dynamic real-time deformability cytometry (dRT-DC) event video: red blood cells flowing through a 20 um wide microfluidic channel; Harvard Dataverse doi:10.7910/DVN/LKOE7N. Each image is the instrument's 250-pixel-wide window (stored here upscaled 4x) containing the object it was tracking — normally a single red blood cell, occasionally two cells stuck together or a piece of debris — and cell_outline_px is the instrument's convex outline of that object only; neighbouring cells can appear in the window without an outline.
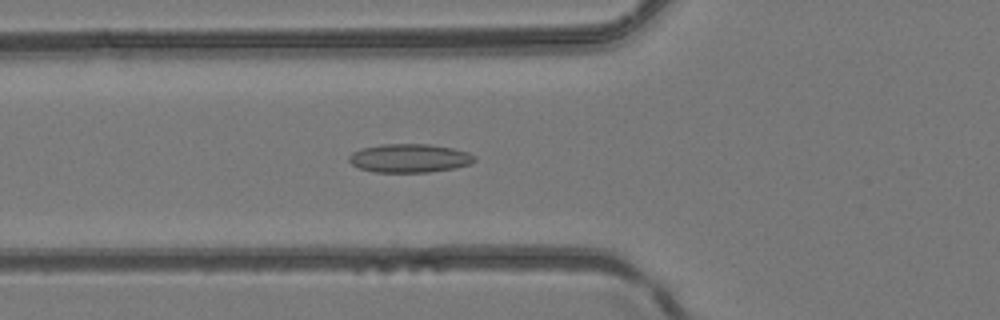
{"species": "common noctule bat (a hibernating species)", "species_latin": "Nyctalus noctula", "temperature_condition": "room temperature", "stored_images_in_passage": 30, "camera_frame_rate_fps": 3000, "um_per_image_px": 0.085, "animal": {"sex": "female", "body_mass_g": 24.6, "forearm_length_mm": 56.2}, "frame": {"image": 1, "passage_image": 4, "time_ms": 1.0, "image_size_px": [1000, 320], "cell_outline_px": [[476, 160], [472, 164], [456, 168], [428, 172], [372, 172], [360, 168], [352, 164], [348, 160], [348, 156], [352, 152], [360, 148], [380, 144], [428, 144], [452, 148], [468, 152], [476, 156]], "centroid_in_image_um": [34.81, 13.44], "position_along_channel_um": 91.0, "area_um2": 21.15}}
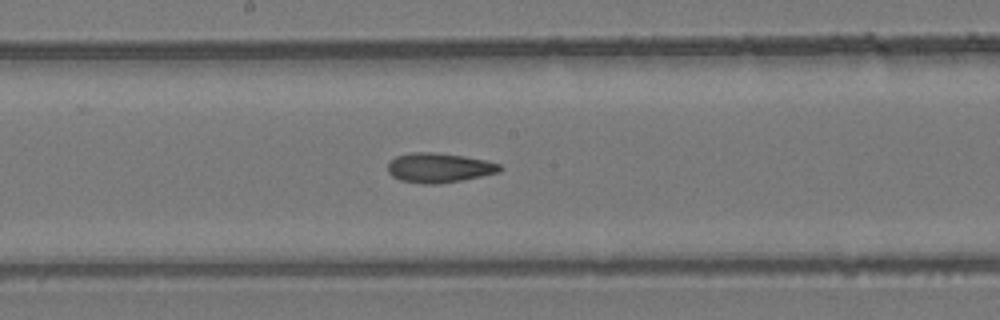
{"frame": {"image": 2, "passage_image": 12, "time_ms": 3.667, "image_size_px": [1000, 320], "cell_outline_px": [[504, 168], [500, 172], [460, 180], [436, 184], [424, 184], [400, 180], [392, 176], [388, 172], [388, 164], [396, 156], [412, 152], [436, 152], [464, 156], [484, 160], [500, 164]], "centroid_in_image_um": [37.32, 14.25], "position_along_channel_um": 210.9, "area_um2": 19.25}}
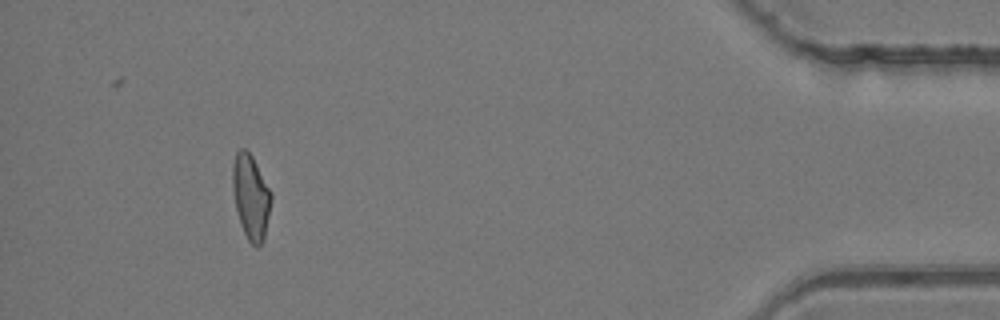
{"frame": {"image": 3, "passage_image": 30, "time_ms": 9.667, "image_size_px": [1000, 320], "cell_outline_px": [[272, 200], [264, 240], [256, 248], [248, 240], [240, 224], [236, 208], [232, 184], [232, 164], [236, 152], [240, 148], [244, 148], [252, 156], [272, 192]], "centroid_in_image_um": [21.33, 16.73], "position_along_channel_um": 413.9, "area_um2": 19.13}}